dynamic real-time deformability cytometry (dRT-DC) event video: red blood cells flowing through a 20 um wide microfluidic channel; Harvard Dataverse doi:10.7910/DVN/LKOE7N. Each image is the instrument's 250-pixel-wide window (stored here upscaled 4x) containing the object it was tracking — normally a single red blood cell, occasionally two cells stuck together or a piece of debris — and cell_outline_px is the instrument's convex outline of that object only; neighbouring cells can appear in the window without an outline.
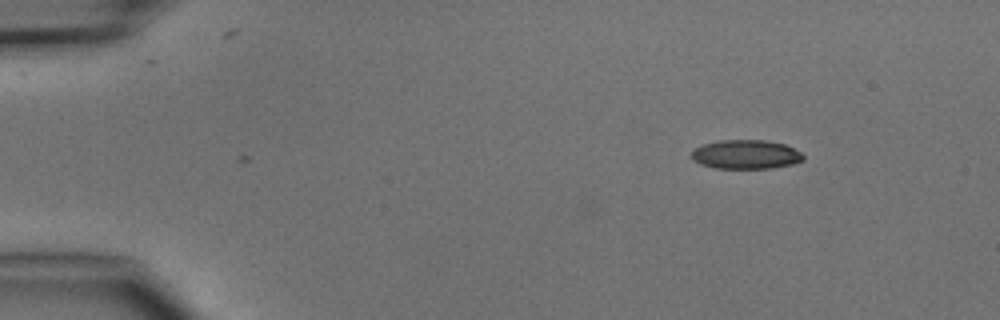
{"species": "common noctule bat (a hibernating species)", "species_latin": "Nyctalus noctula", "temperature_condition": "cold", "stored_images_in_passage": 4, "camera_frame_rate_fps": 3000, "um_per_image_px": 0.085, "animal": {"sex": "male", "body_mass_g": 15.6}, "frame": {"image": 1, "passage_image": 1, "time_ms": 0.0, "image_size_px": [1000, 320], "cell_outline_px": [[804, 160], [792, 164], [772, 168], [716, 168], [700, 164], [692, 160], [692, 152], [696, 148], [704, 144], [720, 140], [764, 140], [784, 144], [800, 152], [804, 156]], "centroid_in_image_um": [63.4, 13.13], "position_along_channel_um": 21.6, "area_um2": 18.79}}
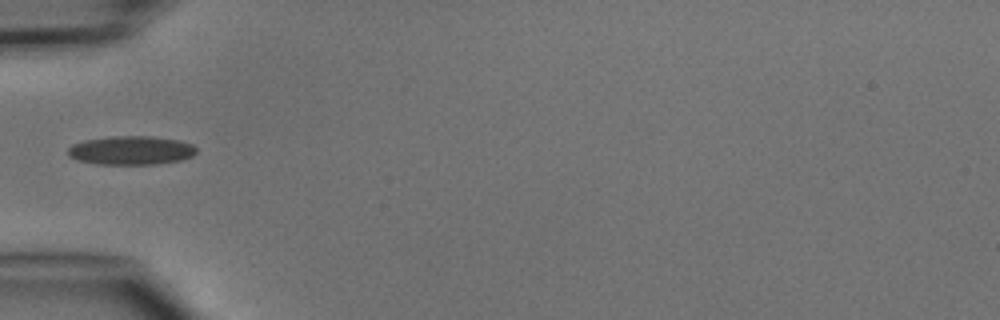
{"frame": {"image": 2, "passage_image": 4, "time_ms": 3.333, "image_size_px": [1000, 320], "cell_outline_px": [[196, 152], [192, 156], [180, 160], [152, 164], [96, 164], [80, 160], [68, 156], [68, 148], [72, 144], [84, 140], [112, 136], [152, 136], [180, 140], [192, 144], [196, 148]], "centroid_in_image_um": [11.14, 12.77], "position_along_channel_um": 73.9, "area_um2": 21.5}}